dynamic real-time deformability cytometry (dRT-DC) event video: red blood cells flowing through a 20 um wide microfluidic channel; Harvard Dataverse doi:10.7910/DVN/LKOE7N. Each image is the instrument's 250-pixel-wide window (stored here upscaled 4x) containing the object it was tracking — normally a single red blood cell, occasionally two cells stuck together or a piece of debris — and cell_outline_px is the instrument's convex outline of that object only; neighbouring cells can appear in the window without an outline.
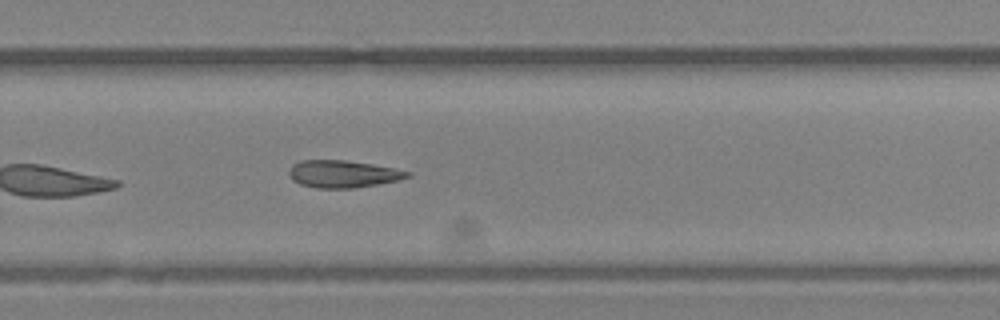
{"species": "Egyptian fruit bat (a non-hibernating species)", "species_latin": "Rousettus aegyptiacus", "temperature_condition": "room temperature", "stored_images_in_passage": 14, "camera_frame_rate_fps": 3000, "um_per_image_px": 0.085, "animal": {"sex": "female"}, "frame": {"image": 1, "passage_image": 14, "time_ms": 4.333, "image_size_px": [1000, 320], "cell_outline_px": [[412, 176], [400, 180], [352, 188], [316, 188], [300, 184], [292, 180], [288, 176], [288, 172], [292, 164], [300, 160], [344, 160], [372, 164], [412, 172]], "centroid_in_image_um": [29.12, 14.78], "position_along_channel_um": 300.7, "area_um2": 18.9}}